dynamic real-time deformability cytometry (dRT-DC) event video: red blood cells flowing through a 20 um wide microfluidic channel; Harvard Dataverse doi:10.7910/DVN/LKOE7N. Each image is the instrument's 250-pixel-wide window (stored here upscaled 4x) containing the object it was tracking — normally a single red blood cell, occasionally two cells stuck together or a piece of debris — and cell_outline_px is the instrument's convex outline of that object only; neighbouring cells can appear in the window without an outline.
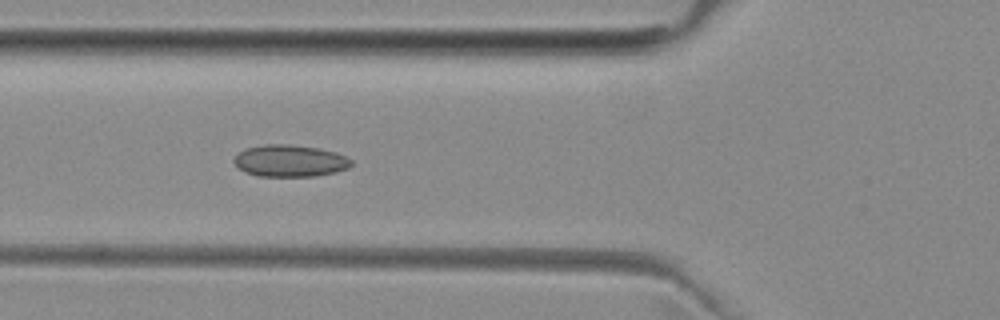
{"species": "common noctule bat (a hibernating species)", "species_latin": "Nyctalus noctula", "temperature_condition": "room temperature", "stored_images_in_passage": 3, "camera_frame_rate_fps": 3000, "um_per_image_px": 0.085, "animal": {"sex": "female", "body_mass_g": 29.2, "forearm_length_mm": 56.3}, "frame": {"image": 1, "passage_image": 2, "time_ms": 1.0, "image_size_px": [1000, 320], "cell_outline_px": [[352, 164], [348, 168], [336, 172], [316, 176], [256, 176], [244, 172], [232, 160], [236, 152], [244, 148], [264, 144], [288, 144], [320, 148], [336, 152], [348, 156], [352, 160]], "centroid_in_image_um": [24.63, 13.66], "position_along_channel_um": 101.2, "area_um2": 22.2}}
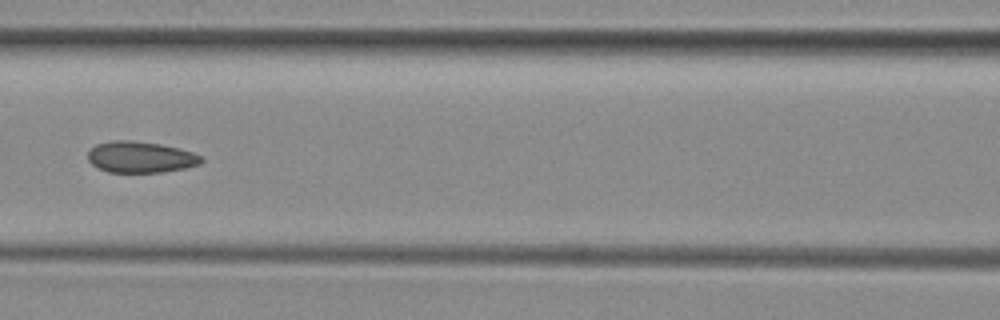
{"frame": {"image": 2, "passage_image": 3, "time_ms": 2.333, "image_size_px": [1000, 320], "cell_outline_px": [[204, 160], [200, 164], [184, 168], [160, 172], [108, 172], [92, 164], [88, 160], [88, 152], [96, 144], [112, 140], [132, 140], [160, 144], [192, 152], [204, 156]], "centroid_in_image_um": [11.95, 13.35], "position_along_channel_um": 154.6, "area_um2": 20.58}}